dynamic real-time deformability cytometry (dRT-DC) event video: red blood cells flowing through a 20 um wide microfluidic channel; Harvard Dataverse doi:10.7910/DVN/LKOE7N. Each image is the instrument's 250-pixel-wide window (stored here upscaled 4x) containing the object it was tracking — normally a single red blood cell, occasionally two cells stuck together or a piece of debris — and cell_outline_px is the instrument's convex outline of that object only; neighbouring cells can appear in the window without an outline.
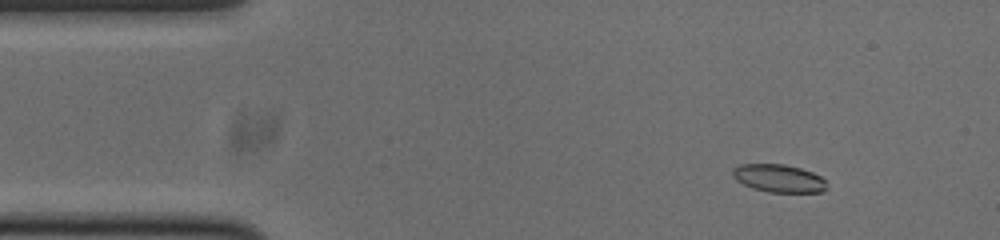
{"species": "common noctule bat (a hibernating species)", "species_latin": "Nyctalus noctula", "temperature_condition": "cold", "stored_images_in_passage": 52, "camera_frame_rate_fps": 3000, "um_per_image_px": 0.085, "animal": {"sex": "male", "body_mass_g": 20.0, "forearm_length_mm": 53.3}, "frame": {"image": 1, "passage_image": 4, "time_ms": 1.0, "image_size_px": [1000, 240], "cell_outline_px": [[828, 188], [820, 192], [768, 192], [752, 188], [736, 180], [732, 176], [732, 168], [740, 164], [784, 164], [800, 168], [812, 172], [820, 176], [824, 180]], "centroid_in_image_um": [66.17, 15.15], "position_along_channel_um": 18.8, "area_um2": 15.32}}
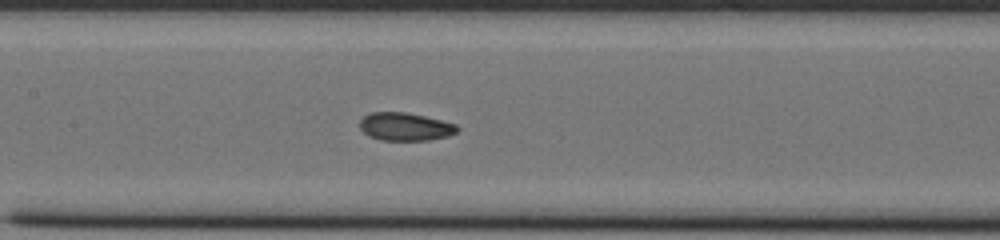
{"frame": {"image": 2, "passage_image": 22, "time_ms": 7.0, "image_size_px": [1000, 240], "cell_outline_px": [[460, 128], [456, 132], [448, 136], [428, 140], [380, 140], [368, 136], [360, 128], [360, 120], [368, 112], [404, 112], [424, 116], [456, 124]], "centroid_in_image_um": [34.42, 10.77], "position_along_channel_um": 173.0, "area_um2": 15.9}}
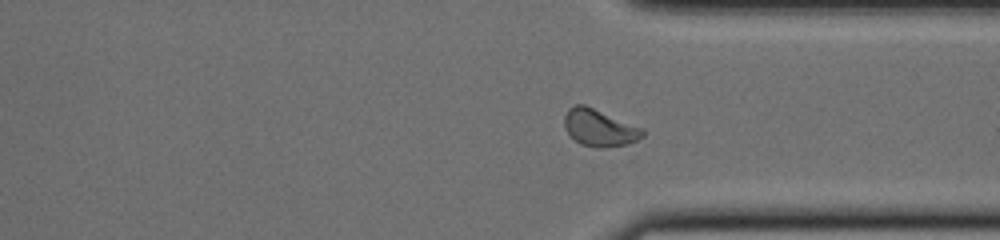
{"frame": {"image": 3, "passage_image": 37, "time_ms": 12.0, "image_size_px": [1000, 240], "cell_outline_px": [[644, 136], [628, 144], [604, 148], [596, 148], [580, 144], [564, 128], [564, 116], [568, 108], [576, 104], [584, 104], [644, 128]], "centroid_in_image_um": [50.96, 10.86], "position_along_channel_um": 360.4, "area_um2": 16.99}, "authors_computed_cell_mechanics": {"area_um2": 16.1551, "velocity_mm_per_s": 3.765, "shape_relaxation_time_tau1_ms": 6.0606, "shape_relaxation_time_tau2_ms": 1.9891, "deformation_change_tau1": 0.1532, "deformation_change_tau2": 0.06}}